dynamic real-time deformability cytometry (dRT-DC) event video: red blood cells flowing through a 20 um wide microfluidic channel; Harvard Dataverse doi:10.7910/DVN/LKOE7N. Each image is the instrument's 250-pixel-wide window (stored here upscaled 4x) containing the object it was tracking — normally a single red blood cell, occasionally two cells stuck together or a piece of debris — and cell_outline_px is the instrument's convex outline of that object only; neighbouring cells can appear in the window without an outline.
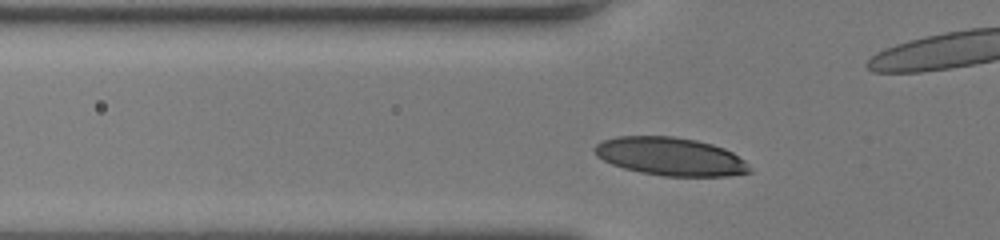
{"species": "human", "species_latin": "Homo sapiens", "temperature_condition": "room temperature", "stored_images_in_passage": 32, "camera_frame_rate_fps": 3000, "um_per_image_px": 0.085, "donor": {"sex": "female"}, "frame": {"image": 1, "passage_image": 5, "time_ms": 1.333, "image_size_px": [1000, 240], "cell_outline_px": [[752, 172], [728, 176], [664, 176], [640, 172], [624, 168], [612, 164], [596, 156], [592, 148], [600, 140], [616, 136], [672, 136], [696, 140], [712, 144], [724, 148], [732, 152], [744, 160], [748, 164]], "centroid_in_image_um": [56.96, 13.29], "position_along_channel_um": 68.8, "area_um2": 34.62}}
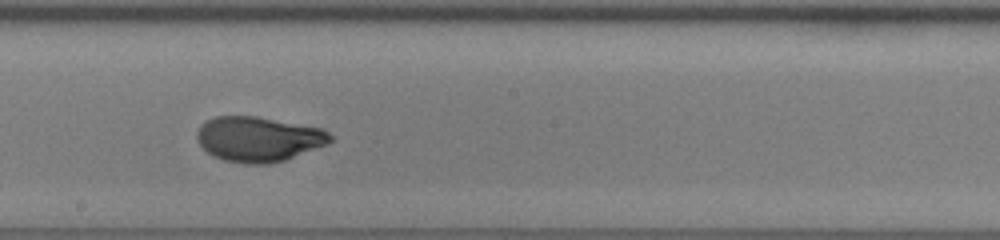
{"frame": {"image": 2, "passage_image": 17, "time_ms": 5.333, "image_size_px": [1000, 240], "cell_outline_px": [[336, 136], [328, 144], [284, 160], [268, 164], [244, 164], [224, 160], [208, 152], [200, 144], [196, 136], [196, 132], [200, 124], [216, 116], [256, 116], [324, 128]], "centroid_in_image_um": [22.02, 11.81], "position_along_channel_um": 226.2, "area_um2": 35.14}}
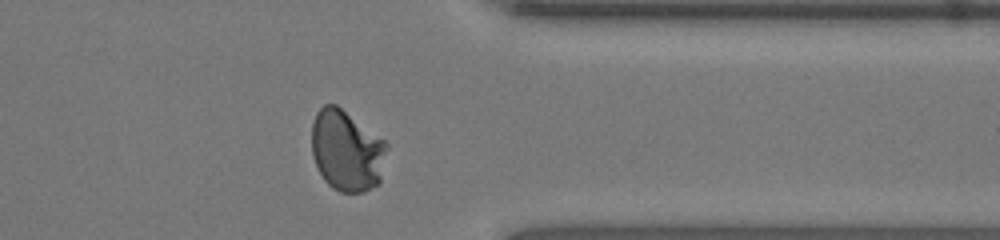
{"frame": {"image": 3, "passage_image": 29, "time_ms": 9.333, "image_size_px": [1000, 240], "cell_outline_px": [[388, 148], [380, 184], [364, 192], [340, 192], [332, 188], [324, 180], [312, 156], [312, 124], [316, 112], [324, 104], [336, 104], [384, 140], [388, 144]], "centroid_in_image_um": [29.48, 12.82], "position_along_channel_um": 381.9, "area_um2": 35.72}, "authors_computed_cell_mechanics": {"area_um2": 34.7378, "velocity_mm_per_s": 4.018, "shape_relaxation_time_tau1_ms": 4.616, "shape_relaxation_time_tau2_ms": null, "deformation_change_tau1": 0.1894, "deformation_change_tau2": null}}